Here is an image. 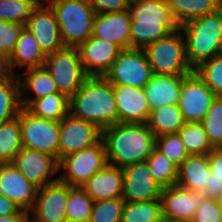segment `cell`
I'll return each mask as SVG.
<instances>
[{"instance_id": "cell-1", "label": "cell", "mask_w": 222, "mask_h": 222, "mask_svg": "<svg viewBox=\"0 0 222 222\" xmlns=\"http://www.w3.org/2000/svg\"><path fill=\"white\" fill-rule=\"evenodd\" d=\"M155 138L147 123H117L101 132L108 164L122 169L144 162L155 148Z\"/></svg>"}, {"instance_id": "cell-2", "label": "cell", "mask_w": 222, "mask_h": 222, "mask_svg": "<svg viewBox=\"0 0 222 222\" xmlns=\"http://www.w3.org/2000/svg\"><path fill=\"white\" fill-rule=\"evenodd\" d=\"M69 114L96 124L101 130L118 123L113 85L105 78L88 76L69 98Z\"/></svg>"}, {"instance_id": "cell-3", "label": "cell", "mask_w": 222, "mask_h": 222, "mask_svg": "<svg viewBox=\"0 0 222 222\" xmlns=\"http://www.w3.org/2000/svg\"><path fill=\"white\" fill-rule=\"evenodd\" d=\"M131 48L144 49L180 28L167 0H131Z\"/></svg>"}, {"instance_id": "cell-4", "label": "cell", "mask_w": 222, "mask_h": 222, "mask_svg": "<svg viewBox=\"0 0 222 222\" xmlns=\"http://www.w3.org/2000/svg\"><path fill=\"white\" fill-rule=\"evenodd\" d=\"M180 30L185 40L186 57L193 70L222 53V8L182 25Z\"/></svg>"}, {"instance_id": "cell-5", "label": "cell", "mask_w": 222, "mask_h": 222, "mask_svg": "<svg viewBox=\"0 0 222 222\" xmlns=\"http://www.w3.org/2000/svg\"><path fill=\"white\" fill-rule=\"evenodd\" d=\"M53 10L65 47H78L92 35L95 11L88 0H45Z\"/></svg>"}, {"instance_id": "cell-6", "label": "cell", "mask_w": 222, "mask_h": 222, "mask_svg": "<svg viewBox=\"0 0 222 222\" xmlns=\"http://www.w3.org/2000/svg\"><path fill=\"white\" fill-rule=\"evenodd\" d=\"M143 50L153 74L179 76L194 71L186 57L185 40L180 28Z\"/></svg>"}, {"instance_id": "cell-7", "label": "cell", "mask_w": 222, "mask_h": 222, "mask_svg": "<svg viewBox=\"0 0 222 222\" xmlns=\"http://www.w3.org/2000/svg\"><path fill=\"white\" fill-rule=\"evenodd\" d=\"M108 164L102 140L59 161V178L70 187H81ZM61 170H63L61 172Z\"/></svg>"}, {"instance_id": "cell-8", "label": "cell", "mask_w": 222, "mask_h": 222, "mask_svg": "<svg viewBox=\"0 0 222 222\" xmlns=\"http://www.w3.org/2000/svg\"><path fill=\"white\" fill-rule=\"evenodd\" d=\"M44 66L54 79L58 91L68 98L81 88L88 77L77 47H64L46 55Z\"/></svg>"}, {"instance_id": "cell-9", "label": "cell", "mask_w": 222, "mask_h": 222, "mask_svg": "<svg viewBox=\"0 0 222 222\" xmlns=\"http://www.w3.org/2000/svg\"><path fill=\"white\" fill-rule=\"evenodd\" d=\"M22 146L58 159L59 121L39 118L22 108L19 113Z\"/></svg>"}, {"instance_id": "cell-10", "label": "cell", "mask_w": 222, "mask_h": 222, "mask_svg": "<svg viewBox=\"0 0 222 222\" xmlns=\"http://www.w3.org/2000/svg\"><path fill=\"white\" fill-rule=\"evenodd\" d=\"M153 76L143 49H123L104 76L112 85L144 88Z\"/></svg>"}, {"instance_id": "cell-11", "label": "cell", "mask_w": 222, "mask_h": 222, "mask_svg": "<svg viewBox=\"0 0 222 222\" xmlns=\"http://www.w3.org/2000/svg\"><path fill=\"white\" fill-rule=\"evenodd\" d=\"M101 132L96 124L68 114L59 122L58 160L97 144Z\"/></svg>"}, {"instance_id": "cell-12", "label": "cell", "mask_w": 222, "mask_h": 222, "mask_svg": "<svg viewBox=\"0 0 222 222\" xmlns=\"http://www.w3.org/2000/svg\"><path fill=\"white\" fill-rule=\"evenodd\" d=\"M11 164L37 189L52 184L59 178H54L59 173V160L44 152L22 147Z\"/></svg>"}, {"instance_id": "cell-13", "label": "cell", "mask_w": 222, "mask_h": 222, "mask_svg": "<svg viewBox=\"0 0 222 222\" xmlns=\"http://www.w3.org/2000/svg\"><path fill=\"white\" fill-rule=\"evenodd\" d=\"M215 98L195 71L184 76L178 106L185 122H202Z\"/></svg>"}, {"instance_id": "cell-14", "label": "cell", "mask_w": 222, "mask_h": 222, "mask_svg": "<svg viewBox=\"0 0 222 222\" xmlns=\"http://www.w3.org/2000/svg\"><path fill=\"white\" fill-rule=\"evenodd\" d=\"M68 184L59 180L37 189L29 222H66ZM32 214V218L30 216Z\"/></svg>"}, {"instance_id": "cell-15", "label": "cell", "mask_w": 222, "mask_h": 222, "mask_svg": "<svg viewBox=\"0 0 222 222\" xmlns=\"http://www.w3.org/2000/svg\"><path fill=\"white\" fill-rule=\"evenodd\" d=\"M77 50L86 75L99 77H104L109 72L122 51L118 45L92 35Z\"/></svg>"}, {"instance_id": "cell-16", "label": "cell", "mask_w": 222, "mask_h": 222, "mask_svg": "<svg viewBox=\"0 0 222 222\" xmlns=\"http://www.w3.org/2000/svg\"><path fill=\"white\" fill-rule=\"evenodd\" d=\"M162 187L154 180L147 163L138 162L123 168L125 202H143L160 199Z\"/></svg>"}, {"instance_id": "cell-17", "label": "cell", "mask_w": 222, "mask_h": 222, "mask_svg": "<svg viewBox=\"0 0 222 222\" xmlns=\"http://www.w3.org/2000/svg\"><path fill=\"white\" fill-rule=\"evenodd\" d=\"M25 27L32 33L45 55L65 47L60 37L55 14L46 2L34 9Z\"/></svg>"}, {"instance_id": "cell-18", "label": "cell", "mask_w": 222, "mask_h": 222, "mask_svg": "<svg viewBox=\"0 0 222 222\" xmlns=\"http://www.w3.org/2000/svg\"><path fill=\"white\" fill-rule=\"evenodd\" d=\"M204 199L206 196L203 191L188 190L177 184L162 188V216L192 222Z\"/></svg>"}, {"instance_id": "cell-19", "label": "cell", "mask_w": 222, "mask_h": 222, "mask_svg": "<svg viewBox=\"0 0 222 222\" xmlns=\"http://www.w3.org/2000/svg\"><path fill=\"white\" fill-rule=\"evenodd\" d=\"M116 100L118 123H147L150 108L144 88L129 85H113Z\"/></svg>"}, {"instance_id": "cell-20", "label": "cell", "mask_w": 222, "mask_h": 222, "mask_svg": "<svg viewBox=\"0 0 222 222\" xmlns=\"http://www.w3.org/2000/svg\"><path fill=\"white\" fill-rule=\"evenodd\" d=\"M37 188L11 163L0 164V194L29 213L36 198Z\"/></svg>"}, {"instance_id": "cell-21", "label": "cell", "mask_w": 222, "mask_h": 222, "mask_svg": "<svg viewBox=\"0 0 222 222\" xmlns=\"http://www.w3.org/2000/svg\"><path fill=\"white\" fill-rule=\"evenodd\" d=\"M131 17L128 10L95 14L92 36L110 41L122 50L131 48Z\"/></svg>"}, {"instance_id": "cell-22", "label": "cell", "mask_w": 222, "mask_h": 222, "mask_svg": "<svg viewBox=\"0 0 222 222\" xmlns=\"http://www.w3.org/2000/svg\"><path fill=\"white\" fill-rule=\"evenodd\" d=\"M17 77L22 108L27 109L36 99L59 92L45 66L26 69L21 74H17Z\"/></svg>"}, {"instance_id": "cell-23", "label": "cell", "mask_w": 222, "mask_h": 222, "mask_svg": "<svg viewBox=\"0 0 222 222\" xmlns=\"http://www.w3.org/2000/svg\"><path fill=\"white\" fill-rule=\"evenodd\" d=\"M81 188L95 201L122 198L123 169L107 164L92 175Z\"/></svg>"}, {"instance_id": "cell-24", "label": "cell", "mask_w": 222, "mask_h": 222, "mask_svg": "<svg viewBox=\"0 0 222 222\" xmlns=\"http://www.w3.org/2000/svg\"><path fill=\"white\" fill-rule=\"evenodd\" d=\"M184 76L153 74L144 87L150 111L178 104Z\"/></svg>"}, {"instance_id": "cell-25", "label": "cell", "mask_w": 222, "mask_h": 222, "mask_svg": "<svg viewBox=\"0 0 222 222\" xmlns=\"http://www.w3.org/2000/svg\"><path fill=\"white\" fill-rule=\"evenodd\" d=\"M46 55L41 50L37 40L24 26L20 31L15 49L8 58L9 68L13 75H17L15 68H36L44 66ZM25 67V69H24Z\"/></svg>"}, {"instance_id": "cell-26", "label": "cell", "mask_w": 222, "mask_h": 222, "mask_svg": "<svg viewBox=\"0 0 222 222\" xmlns=\"http://www.w3.org/2000/svg\"><path fill=\"white\" fill-rule=\"evenodd\" d=\"M211 172L209 155H189L178 167L176 184L182 188L202 191Z\"/></svg>"}, {"instance_id": "cell-27", "label": "cell", "mask_w": 222, "mask_h": 222, "mask_svg": "<svg viewBox=\"0 0 222 222\" xmlns=\"http://www.w3.org/2000/svg\"><path fill=\"white\" fill-rule=\"evenodd\" d=\"M172 14L181 27L222 8V0H167Z\"/></svg>"}, {"instance_id": "cell-28", "label": "cell", "mask_w": 222, "mask_h": 222, "mask_svg": "<svg viewBox=\"0 0 222 222\" xmlns=\"http://www.w3.org/2000/svg\"><path fill=\"white\" fill-rule=\"evenodd\" d=\"M185 123L178 104L166 105L151 111L147 122L155 136L178 133Z\"/></svg>"}, {"instance_id": "cell-29", "label": "cell", "mask_w": 222, "mask_h": 222, "mask_svg": "<svg viewBox=\"0 0 222 222\" xmlns=\"http://www.w3.org/2000/svg\"><path fill=\"white\" fill-rule=\"evenodd\" d=\"M27 110L34 116L61 121L69 114V98L63 93H53L36 99Z\"/></svg>"}, {"instance_id": "cell-30", "label": "cell", "mask_w": 222, "mask_h": 222, "mask_svg": "<svg viewBox=\"0 0 222 222\" xmlns=\"http://www.w3.org/2000/svg\"><path fill=\"white\" fill-rule=\"evenodd\" d=\"M21 109L18 77L12 74L0 80V123L18 116Z\"/></svg>"}, {"instance_id": "cell-31", "label": "cell", "mask_w": 222, "mask_h": 222, "mask_svg": "<svg viewBox=\"0 0 222 222\" xmlns=\"http://www.w3.org/2000/svg\"><path fill=\"white\" fill-rule=\"evenodd\" d=\"M22 147L18 114V116L0 123V163H12Z\"/></svg>"}, {"instance_id": "cell-32", "label": "cell", "mask_w": 222, "mask_h": 222, "mask_svg": "<svg viewBox=\"0 0 222 222\" xmlns=\"http://www.w3.org/2000/svg\"><path fill=\"white\" fill-rule=\"evenodd\" d=\"M178 134L189 155H208L214 149L201 122H186Z\"/></svg>"}, {"instance_id": "cell-33", "label": "cell", "mask_w": 222, "mask_h": 222, "mask_svg": "<svg viewBox=\"0 0 222 222\" xmlns=\"http://www.w3.org/2000/svg\"><path fill=\"white\" fill-rule=\"evenodd\" d=\"M162 217L160 199L143 202H125L121 222H159Z\"/></svg>"}, {"instance_id": "cell-34", "label": "cell", "mask_w": 222, "mask_h": 222, "mask_svg": "<svg viewBox=\"0 0 222 222\" xmlns=\"http://www.w3.org/2000/svg\"><path fill=\"white\" fill-rule=\"evenodd\" d=\"M154 180L162 187H170L176 184L178 166L170 161L163 153L156 148L145 160Z\"/></svg>"}, {"instance_id": "cell-35", "label": "cell", "mask_w": 222, "mask_h": 222, "mask_svg": "<svg viewBox=\"0 0 222 222\" xmlns=\"http://www.w3.org/2000/svg\"><path fill=\"white\" fill-rule=\"evenodd\" d=\"M94 201L81 187L68 185L66 216L69 221L89 222Z\"/></svg>"}, {"instance_id": "cell-36", "label": "cell", "mask_w": 222, "mask_h": 222, "mask_svg": "<svg viewBox=\"0 0 222 222\" xmlns=\"http://www.w3.org/2000/svg\"><path fill=\"white\" fill-rule=\"evenodd\" d=\"M38 5L36 0H0V19L25 26Z\"/></svg>"}, {"instance_id": "cell-37", "label": "cell", "mask_w": 222, "mask_h": 222, "mask_svg": "<svg viewBox=\"0 0 222 222\" xmlns=\"http://www.w3.org/2000/svg\"><path fill=\"white\" fill-rule=\"evenodd\" d=\"M194 71L216 96L222 97V53L202 62Z\"/></svg>"}, {"instance_id": "cell-38", "label": "cell", "mask_w": 222, "mask_h": 222, "mask_svg": "<svg viewBox=\"0 0 222 222\" xmlns=\"http://www.w3.org/2000/svg\"><path fill=\"white\" fill-rule=\"evenodd\" d=\"M213 148L222 147V97L216 96L201 122Z\"/></svg>"}, {"instance_id": "cell-39", "label": "cell", "mask_w": 222, "mask_h": 222, "mask_svg": "<svg viewBox=\"0 0 222 222\" xmlns=\"http://www.w3.org/2000/svg\"><path fill=\"white\" fill-rule=\"evenodd\" d=\"M155 148L178 167L189 156L178 133L156 136Z\"/></svg>"}, {"instance_id": "cell-40", "label": "cell", "mask_w": 222, "mask_h": 222, "mask_svg": "<svg viewBox=\"0 0 222 222\" xmlns=\"http://www.w3.org/2000/svg\"><path fill=\"white\" fill-rule=\"evenodd\" d=\"M124 203L122 198L95 201L89 222H121Z\"/></svg>"}, {"instance_id": "cell-41", "label": "cell", "mask_w": 222, "mask_h": 222, "mask_svg": "<svg viewBox=\"0 0 222 222\" xmlns=\"http://www.w3.org/2000/svg\"><path fill=\"white\" fill-rule=\"evenodd\" d=\"M23 27L22 24L0 19V53L7 58L13 53Z\"/></svg>"}, {"instance_id": "cell-42", "label": "cell", "mask_w": 222, "mask_h": 222, "mask_svg": "<svg viewBox=\"0 0 222 222\" xmlns=\"http://www.w3.org/2000/svg\"><path fill=\"white\" fill-rule=\"evenodd\" d=\"M192 222H222L221 201L213 198L204 199Z\"/></svg>"}, {"instance_id": "cell-43", "label": "cell", "mask_w": 222, "mask_h": 222, "mask_svg": "<svg viewBox=\"0 0 222 222\" xmlns=\"http://www.w3.org/2000/svg\"><path fill=\"white\" fill-rule=\"evenodd\" d=\"M131 0H88L95 13H113L128 10Z\"/></svg>"}, {"instance_id": "cell-44", "label": "cell", "mask_w": 222, "mask_h": 222, "mask_svg": "<svg viewBox=\"0 0 222 222\" xmlns=\"http://www.w3.org/2000/svg\"><path fill=\"white\" fill-rule=\"evenodd\" d=\"M202 191L205 193L206 198L220 200L222 198V181L210 172L208 174V185H205Z\"/></svg>"}, {"instance_id": "cell-45", "label": "cell", "mask_w": 222, "mask_h": 222, "mask_svg": "<svg viewBox=\"0 0 222 222\" xmlns=\"http://www.w3.org/2000/svg\"><path fill=\"white\" fill-rule=\"evenodd\" d=\"M208 155L211 172L222 181V147L214 148Z\"/></svg>"}, {"instance_id": "cell-46", "label": "cell", "mask_w": 222, "mask_h": 222, "mask_svg": "<svg viewBox=\"0 0 222 222\" xmlns=\"http://www.w3.org/2000/svg\"><path fill=\"white\" fill-rule=\"evenodd\" d=\"M20 210L14 202L0 194V216L14 215Z\"/></svg>"}, {"instance_id": "cell-47", "label": "cell", "mask_w": 222, "mask_h": 222, "mask_svg": "<svg viewBox=\"0 0 222 222\" xmlns=\"http://www.w3.org/2000/svg\"><path fill=\"white\" fill-rule=\"evenodd\" d=\"M29 214L20 210L17 214L0 216V222H29Z\"/></svg>"}, {"instance_id": "cell-48", "label": "cell", "mask_w": 222, "mask_h": 222, "mask_svg": "<svg viewBox=\"0 0 222 222\" xmlns=\"http://www.w3.org/2000/svg\"><path fill=\"white\" fill-rule=\"evenodd\" d=\"M12 75L9 68L8 58L0 53V80L5 79Z\"/></svg>"}, {"instance_id": "cell-49", "label": "cell", "mask_w": 222, "mask_h": 222, "mask_svg": "<svg viewBox=\"0 0 222 222\" xmlns=\"http://www.w3.org/2000/svg\"><path fill=\"white\" fill-rule=\"evenodd\" d=\"M159 222H187V221L172 219V218H169V217H166V216H162L160 218Z\"/></svg>"}, {"instance_id": "cell-50", "label": "cell", "mask_w": 222, "mask_h": 222, "mask_svg": "<svg viewBox=\"0 0 222 222\" xmlns=\"http://www.w3.org/2000/svg\"><path fill=\"white\" fill-rule=\"evenodd\" d=\"M39 4L45 2V0H36Z\"/></svg>"}]
</instances>
